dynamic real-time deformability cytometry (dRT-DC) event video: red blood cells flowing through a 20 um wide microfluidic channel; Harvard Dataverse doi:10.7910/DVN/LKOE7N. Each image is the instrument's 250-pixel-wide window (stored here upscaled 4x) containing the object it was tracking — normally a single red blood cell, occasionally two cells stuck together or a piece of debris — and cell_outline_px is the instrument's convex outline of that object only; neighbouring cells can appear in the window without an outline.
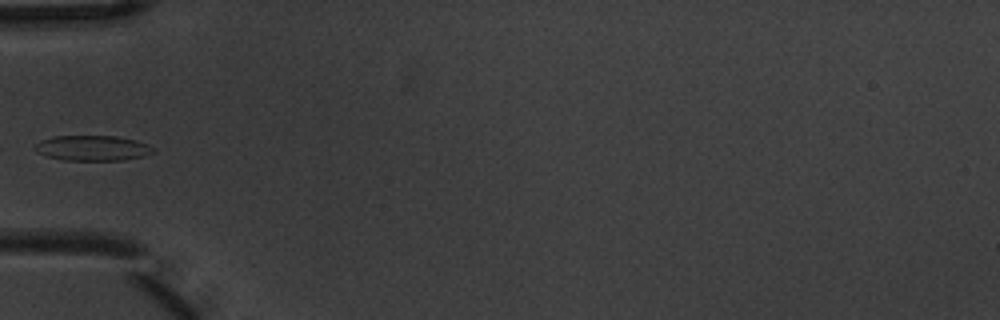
{"species": "common noctule bat (a hibernating species)", "species_latin": "Nyctalus noctula", "temperature_condition": "warm", "stored_images_in_passage": 5, "segment_of_instrument_passage": [2, 2], "camera_frame_rate_fps": 3000, "um_per_image_px": 0.085, "animal": {"sex": "male", "body_mass_g": 20.1, "forearm_length_mm": 53.5}, "frame": {"image": 1, "passage_image": 5, "time_ms": 1.333, "image_size_px": [1000, 320], "cell_outline_px": [[156, 152], [144, 156], [124, 160], [64, 160], [48, 156], [36, 152], [32, 148], [40, 140], [52, 136], [116, 136], [136, 140], [148, 144]], "centroid_in_image_um": [7.85, 12.58], "position_along_channel_um": 77.1, "area_um2": 17.51}}